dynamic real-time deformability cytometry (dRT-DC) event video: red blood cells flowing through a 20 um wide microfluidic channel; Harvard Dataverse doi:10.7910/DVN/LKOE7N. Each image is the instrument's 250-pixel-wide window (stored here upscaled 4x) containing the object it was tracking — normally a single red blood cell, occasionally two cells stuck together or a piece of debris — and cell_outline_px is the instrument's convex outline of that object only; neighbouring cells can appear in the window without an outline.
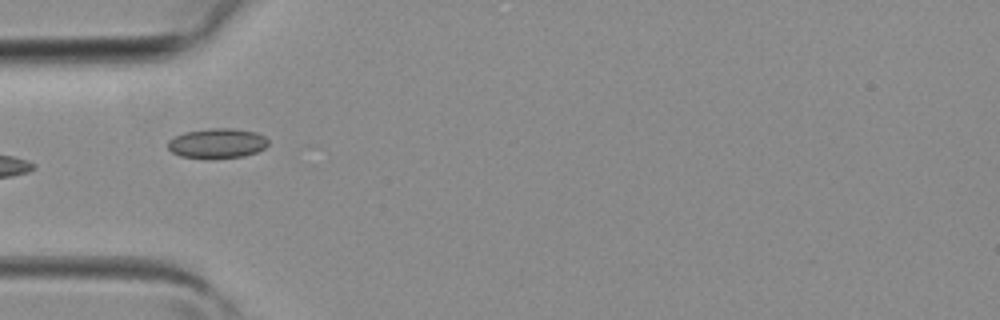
{"species": "common noctule bat (a hibernating species)", "species_latin": "Nyctalus noctula", "temperature_condition": "room temperature", "stored_images_in_passage": 4, "camera_frame_rate_fps": 3000, "um_per_image_px": 0.085, "animal": {"sex": "female", "body_mass_g": 19.3, "forearm_length_mm": 54.1}, "frame": {"image": 1, "passage_image": 4, "time_ms": 1.0, "image_size_px": [1000, 320], "cell_outline_px": [[268, 144], [264, 148], [256, 152], [244, 156], [180, 156], [172, 152], [168, 148], [168, 140], [184, 132], [212, 128], [232, 128], [256, 132], [264, 136], [268, 140]], "centroid_in_image_um": [18.48, 12.14], "position_along_channel_um": 66.5, "area_um2": 16.82}}